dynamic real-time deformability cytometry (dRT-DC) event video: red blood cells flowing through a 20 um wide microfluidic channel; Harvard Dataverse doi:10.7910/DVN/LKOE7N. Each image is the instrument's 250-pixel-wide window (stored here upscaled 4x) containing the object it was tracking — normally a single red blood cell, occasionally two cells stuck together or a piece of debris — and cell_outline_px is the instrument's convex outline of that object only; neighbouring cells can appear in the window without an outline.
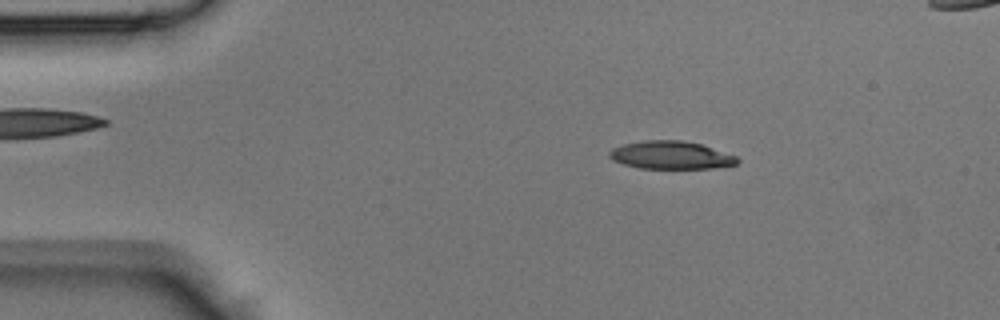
{"species": "Egyptian fruit bat (a non-hibernating species)", "species_latin": "Rousettus aegyptiacus", "temperature_condition": "room temperature", "stored_images_in_passage": 45, "camera_frame_rate_fps": 3000, "um_per_image_px": 0.085, "animal": {"sex": "male"}, "frame": {"image": 1, "passage_image": 7, "time_ms": 2.0, "image_size_px": [1000, 320], "cell_outline_px": [[740, 160], [736, 164], [712, 168], [640, 168], [624, 164], [612, 160], [608, 156], [608, 152], [612, 148], [624, 144], [644, 140], [684, 140], [700, 144], [736, 156]], "centroid_in_image_um": [56.99, 13.18], "position_along_channel_um": 28.0, "area_um2": 20.69}}
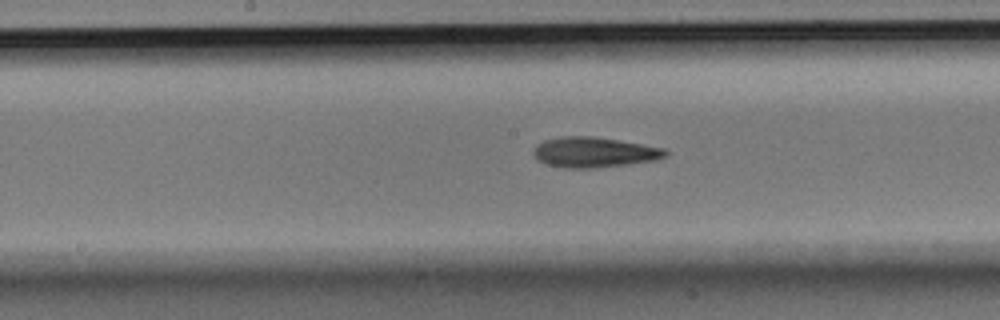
{"frame": {"image": 2, "passage_image": 22, "time_ms": 7.0, "image_size_px": [1000, 320], "cell_outline_px": [[668, 152], [664, 156], [656, 160], [628, 164], [592, 168], [564, 168], [548, 164], [540, 160], [532, 152], [536, 144], [544, 140], [560, 136], [592, 136], [664, 148]], "centroid_in_image_um": [50.47, 12.94], "position_along_channel_um": 197.7, "area_um2": 23.0}}
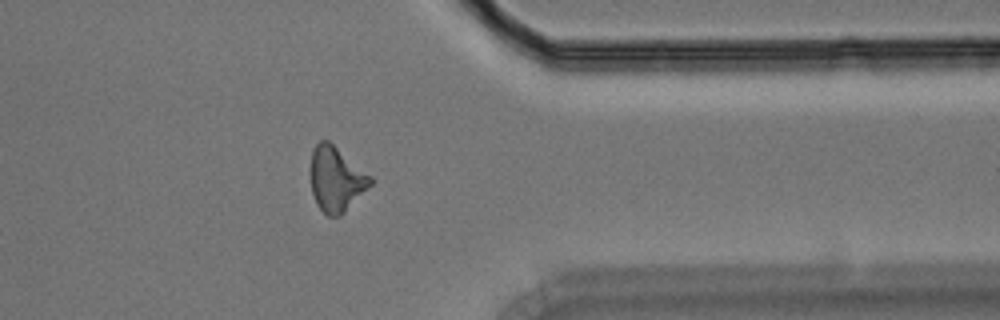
{"frame": {"image": 3, "passage_image": 35, "time_ms": 11.333, "image_size_px": [1000, 320], "cell_outline_px": [[372, 184], [340, 216], [328, 216], [316, 204], [312, 192], [308, 172], [312, 148], [320, 140], [328, 140], [372, 176]], "centroid_in_image_um": [28.53, 15.2], "position_along_channel_um": 382.9, "area_um2": 22.89}}